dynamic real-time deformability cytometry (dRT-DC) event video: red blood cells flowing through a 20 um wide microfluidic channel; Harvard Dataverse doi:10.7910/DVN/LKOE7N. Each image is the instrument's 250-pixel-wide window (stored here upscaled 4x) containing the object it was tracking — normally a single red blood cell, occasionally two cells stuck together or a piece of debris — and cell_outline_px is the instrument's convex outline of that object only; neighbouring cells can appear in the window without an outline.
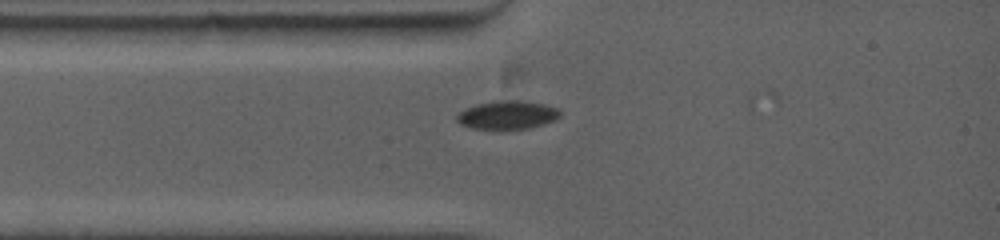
{"species": "common noctule bat (a hibernating species)", "species_latin": "Nyctalus noctula", "temperature_condition": "warm", "stored_images_in_passage": 9, "camera_frame_rate_fps": 5000, "um_per_image_px": 0.085, "animal": {"sex": "female", "body_mass_g": 19.0, "forearm_length_mm": 53.3}, "frame": {"image": 1, "passage_image": 1, "time_ms": 0.0, "image_size_px": [1000, 240], "cell_outline_px": [[560, 116], [556, 120], [544, 124], [528, 128], [472, 128], [460, 124], [456, 120], [456, 116], [460, 112], [476, 104], [496, 100], [520, 100], [544, 104], [560, 108]], "centroid_in_image_um": [43.17, 9.75], "position_along_channel_um": 41.8, "area_um2": 16.99}}
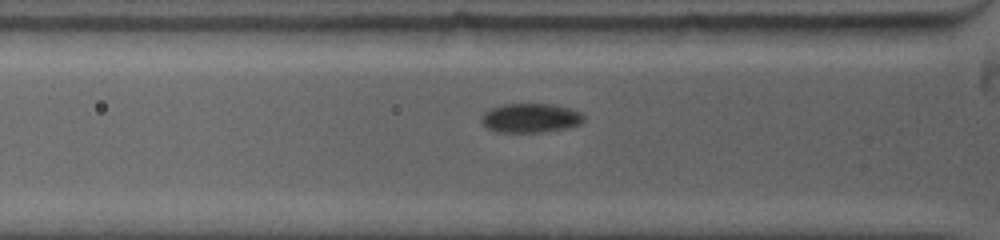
{"frame": {"image": 2, "passage_image": 6, "time_ms": 1.0, "image_size_px": [1000, 240], "cell_outline_px": [[584, 120], [580, 124], [568, 128], [548, 132], [496, 132], [488, 128], [480, 120], [480, 116], [488, 108], [504, 104], [552, 104], [568, 108], [580, 112], [584, 116]], "centroid_in_image_um": [45.07, 10.03], "position_along_channel_um": 80.7, "area_um2": 17.63}}